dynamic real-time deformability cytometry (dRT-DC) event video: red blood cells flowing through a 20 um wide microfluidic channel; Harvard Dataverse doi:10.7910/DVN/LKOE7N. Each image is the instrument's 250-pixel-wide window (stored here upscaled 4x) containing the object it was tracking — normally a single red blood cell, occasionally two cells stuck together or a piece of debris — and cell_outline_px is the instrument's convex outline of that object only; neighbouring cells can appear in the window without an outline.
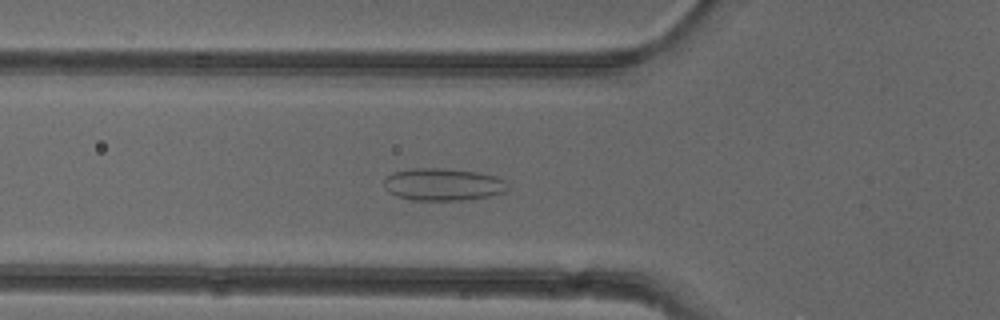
{"species": "common noctule bat (a hibernating species)", "species_latin": "Nyctalus noctula", "temperature_condition": "cold", "stored_images_in_passage": 51, "camera_frame_rate_fps": 3000, "um_per_image_px": 0.085, "animal": {"sex": "female"}, "frame": {"image": 1, "passage_image": 17, "time_ms": 5.333, "image_size_px": [1000, 320], "cell_outline_px": [[508, 192], [468, 200], [412, 200], [396, 196], [388, 192], [384, 188], [384, 180], [392, 172], [412, 168], [440, 168], [476, 172], [496, 176], [504, 180], [508, 188]], "centroid_in_image_um": [37.65, 15.68], "position_along_channel_um": 88.2, "area_um2": 23.47}}
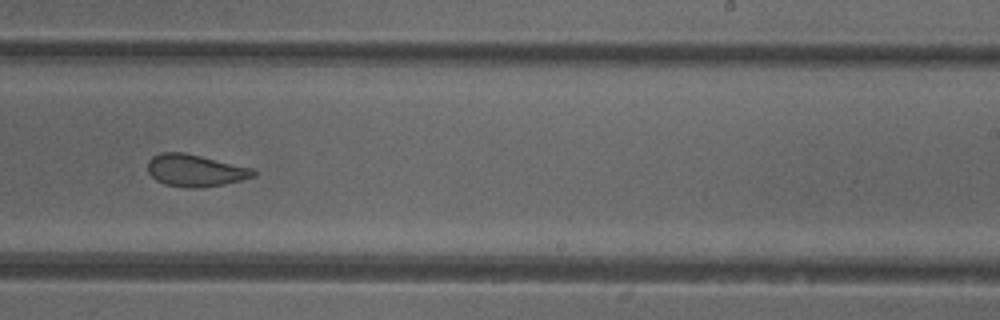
{"frame": {"image": 2, "passage_image": 31, "time_ms": 10.0, "image_size_px": [1000, 320], "cell_outline_px": [[256, 176], [224, 184], [200, 188], [188, 188], [164, 184], [156, 180], [148, 172], [148, 160], [152, 156], [160, 152], [184, 152], [252, 168], [256, 172]], "centroid_in_image_um": [16.57, 14.49], "position_along_channel_um": 272.4, "area_um2": 19.77}}
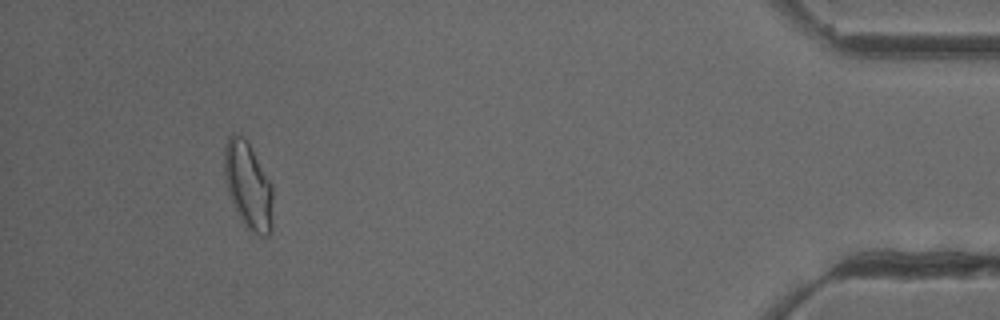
{"frame": {"image": 3, "passage_image": 47, "time_ms": 15.333, "image_size_px": [1000, 320], "cell_outline_px": [[272, 232], [268, 236], [260, 236], [248, 228], [240, 220], [228, 192], [224, 176], [224, 144], [228, 136], [232, 132], [240, 136], [248, 144], [272, 184]], "centroid_in_image_um": [21.08, 15.8], "position_along_channel_um": 414.1, "area_um2": 24.45}, "authors_computed_cell_mechanics": {"area_um2": 22.253, "velocity_mm_per_s": 3.9373, "shape_relaxation_time_tau1_ms": null, "shape_relaxation_time_tau2_ms": 1.4267, "deformation_change_tau1": null, "deformation_change_tau2": 0.0953}}